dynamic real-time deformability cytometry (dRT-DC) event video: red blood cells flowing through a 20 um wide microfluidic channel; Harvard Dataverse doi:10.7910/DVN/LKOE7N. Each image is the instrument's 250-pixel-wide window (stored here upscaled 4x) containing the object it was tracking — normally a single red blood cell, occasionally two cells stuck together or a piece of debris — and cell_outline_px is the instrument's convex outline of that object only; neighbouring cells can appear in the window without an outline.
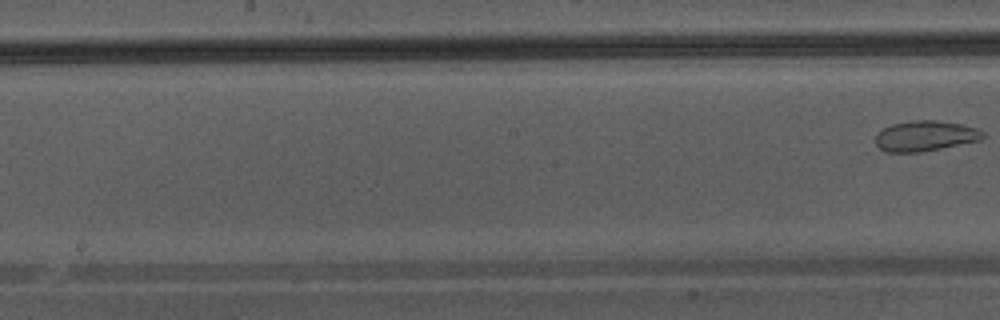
{"species": "Egyptian fruit bat (a non-hibernating species)", "species_latin": "Rousettus aegyptiacus", "temperature_condition": "warm", "stored_images_in_passage": 5, "camera_frame_rate_fps": 3000, "um_per_image_px": 0.085, "animal": {"sex": "male"}, "frame": {"image": 1, "passage_image": 5, "time_ms": 5.333, "image_size_px": [1000, 320], "cell_outline_px": [[984, 136], [980, 140], [920, 152], [888, 152], [880, 148], [876, 144], [876, 132], [892, 124], [912, 120], [932, 120], [960, 124], [980, 128], [984, 132]], "centroid_in_image_um": [78.64, 11.54], "position_along_channel_um": 169.6, "area_um2": 18.9}}